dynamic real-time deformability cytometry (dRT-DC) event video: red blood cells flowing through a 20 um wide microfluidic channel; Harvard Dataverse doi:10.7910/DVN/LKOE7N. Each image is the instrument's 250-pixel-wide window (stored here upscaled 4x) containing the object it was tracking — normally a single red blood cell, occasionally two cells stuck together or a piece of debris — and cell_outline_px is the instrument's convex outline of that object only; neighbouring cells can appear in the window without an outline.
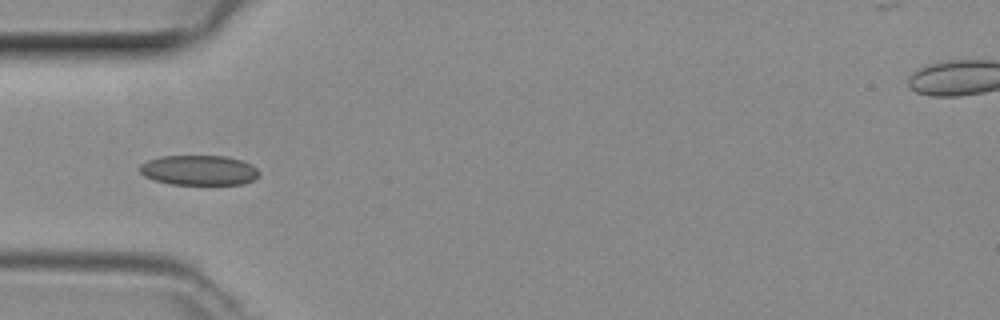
{"species": "common noctule bat (a hibernating species)", "species_latin": "Nyctalus noctula", "temperature_condition": "room temperature", "stored_images_in_passage": 45, "camera_frame_rate_fps": 3000, "um_per_image_px": 0.085, "animal": {"sex": "female", "body_mass_g": 29.2, "forearm_length_mm": 56.3}, "frame": {"image": 1, "passage_image": 13, "time_ms": 4.0, "image_size_px": [1000, 320], "cell_outline_px": [[260, 172], [252, 180], [244, 184], [168, 184], [144, 176], [140, 172], [140, 164], [148, 160], [160, 156], [228, 156], [252, 164]], "centroid_in_image_um": [16.9, 14.46], "position_along_channel_um": 68.1, "area_um2": 20.81}}
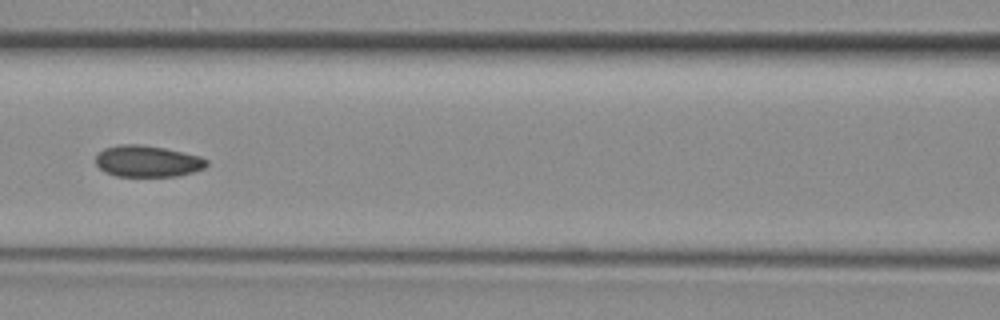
{"frame": {"image": 2, "passage_image": 19, "time_ms": 6.0, "image_size_px": [1000, 320], "cell_outline_px": [[208, 164], [204, 168], [192, 172], [176, 176], [116, 176], [104, 172], [96, 164], [96, 156], [104, 148], [120, 144], [140, 144], [164, 148], [200, 156], [208, 160]], "centroid_in_image_um": [12.53, 13.7], "position_along_channel_um": 154.1, "area_um2": 20.29}}
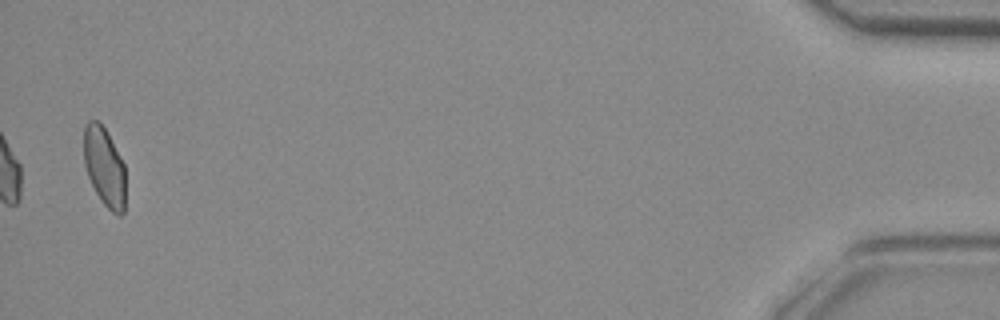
{"frame": {"image": 3, "passage_image": 45, "time_ms": 14.667, "image_size_px": [1000, 320], "cell_outline_px": [[124, 212], [120, 216], [112, 212], [100, 200], [88, 176], [84, 164], [84, 124], [88, 120], [96, 120], [104, 128], [124, 164]], "centroid_in_image_um": [8.85, 14.18], "position_along_channel_um": 426.3, "area_um2": 18.9}}